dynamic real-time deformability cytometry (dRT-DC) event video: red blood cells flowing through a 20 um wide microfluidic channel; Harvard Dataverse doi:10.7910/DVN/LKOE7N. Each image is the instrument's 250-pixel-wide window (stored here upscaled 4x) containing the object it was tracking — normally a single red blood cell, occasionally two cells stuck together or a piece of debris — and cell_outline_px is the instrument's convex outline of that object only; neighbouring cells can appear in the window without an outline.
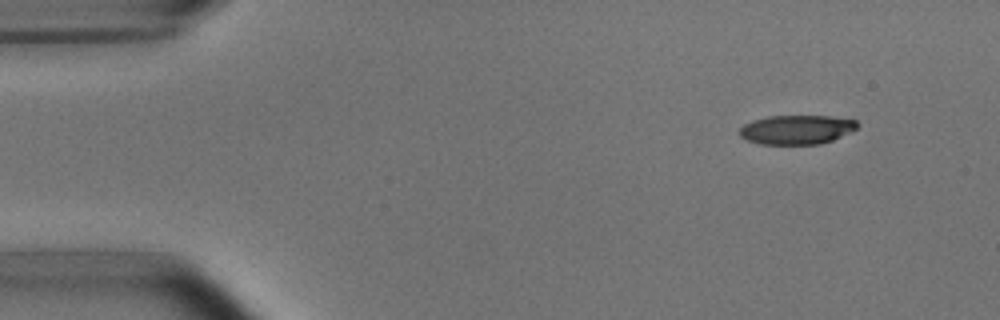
{"species": "common noctule bat (a hibernating species)", "species_latin": "Nyctalus noctula", "temperature_condition": "room temperature", "stored_images_in_passage": 2, "camera_frame_rate_fps": 3000, "um_per_image_px": 0.085, "animal": {"sex": "male", "body_mass_g": 15.6}, "frame": {"image": 1, "passage_image": 2, "time_ms": 1.333, "image_size_px": [1000, 320], "cell_outline_px": [[860, 124], [852, 132], [832, 140], [820, 144], [760, 144], [748, 140], [740, 136], [740, 128], [744, 124], [752, 120], [768, 116], [832, 116], [856, 120]], "centroid_in_image_um": [67.74, 11.01], "position_along_channel_um": 17.3, "area_um2": 20.11}}